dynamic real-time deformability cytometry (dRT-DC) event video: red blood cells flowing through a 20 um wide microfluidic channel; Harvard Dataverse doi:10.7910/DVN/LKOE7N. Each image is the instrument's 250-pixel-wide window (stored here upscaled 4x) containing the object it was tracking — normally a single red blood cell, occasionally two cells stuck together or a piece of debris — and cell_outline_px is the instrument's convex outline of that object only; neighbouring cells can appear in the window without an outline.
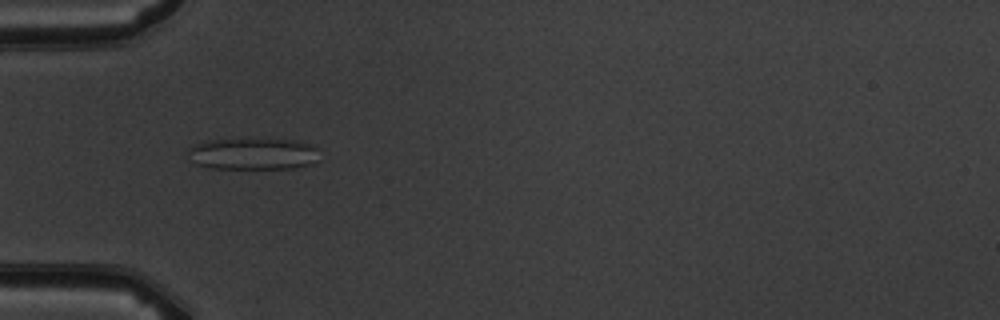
{"species": "common noctule bat (a hibernating species)", "species_latin": "Nyctalus noctula", "temperature_condition": "warm", "stored_images_in_passage": 7, "camera_frame_rate_fps": 3000, "um_per_image_px": 0.085, "animal": {"sex": "male", "body_mass_g": 19.5, "forearm_length_mm": 54.6}, "frame": {"image": 1, "passage_image": 6, "time_ms": 5.667, "image_size_px": [1000, 320], "cell_outline_px": [[316, 160], [312, 164], [292, 168], [212, 168], [196, 164], [188, 160], [188, 148], [196, 144], [208, 140], [252, 136], [296, 140], [316, 144]], "centroid_in_image_um": [21.49, 13.02], "position_along_channel_um": 63.5, "area_um2": 25.32}}
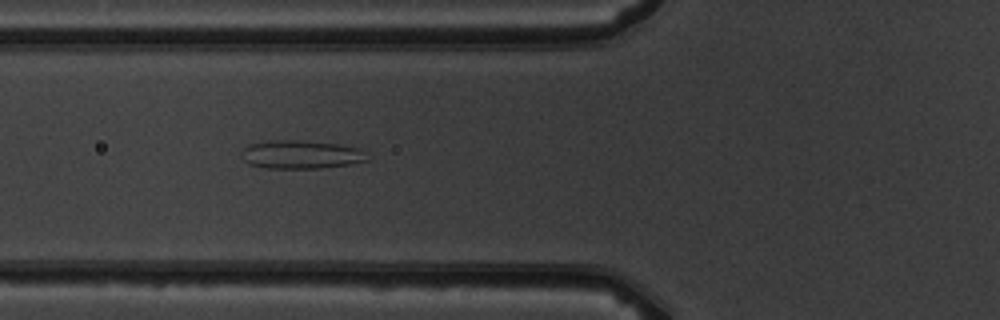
{"frame": {"image": 2, "passage_image": 7, "time_ms": 6.667, "image_size_px": [1000, 320], "cell_outline_px": [[368, 160], [348, 164], [320, 168], [268, 168], [248, 164], [244, 160], [240, 152], [248, 144], [268, 140], [300, 140], [340, 144], [360, 148], [364, 152]], "centroid_in_image_um": [25.54, 13.12], "position_along_channel_um": 100.3, "area_um2": 20.87}}